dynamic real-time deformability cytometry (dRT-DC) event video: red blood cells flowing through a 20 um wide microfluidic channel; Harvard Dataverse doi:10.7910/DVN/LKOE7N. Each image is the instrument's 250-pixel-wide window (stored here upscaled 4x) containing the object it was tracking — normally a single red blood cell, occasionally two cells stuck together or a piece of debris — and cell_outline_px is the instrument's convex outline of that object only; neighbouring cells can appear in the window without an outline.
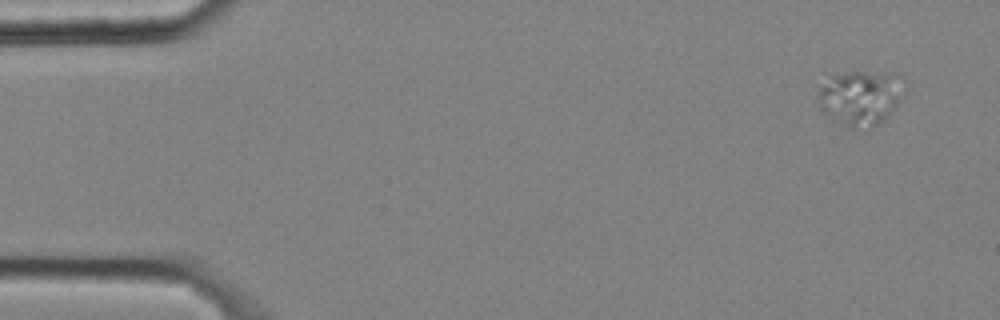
{"species": "common noctule bat (a hibernating species)", "species_latin": "Nyctalus noctula", "temperature_condition": "cold", "stored_images_in_passage": 4, "camera_frame_rate_fps": 3000, "um_per_image_px": 0.085, "animal": {"sex": "male", "body_mass_g": 20.4}, "frame": {"image": 1, "passage_image": 1, "time_ms": 0.0, "image_size_px": [1000, 320], "cell_outline_px": [[900, 96], [896, 104], [884, 120], [876, 124], [848, 124], [824, 112], [820, 108], [816, 100], [820, 88], [828, 72], [864, 72], [888, 76]], "centroid_in_image_um": [72.89, 8.25], "position_along_channel_um": 12.1, "area_um2": 25.03}}
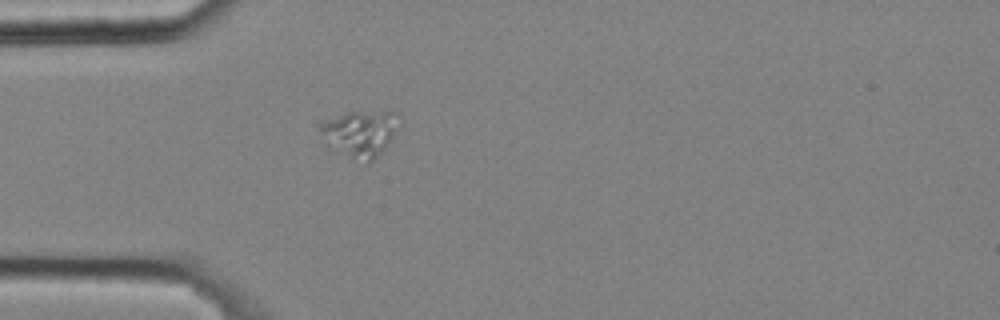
{"frame": {"image": 2, "passage_image": 4, "time_ms": 1.0, "image_size_px": [1000, 320], "cell_outline_px": [[400, 116], [392, 136], [388, 144], [372, 160], [368, 160], [352, 156], [324, 144], [312, 124], [312, 120], [348, 112], [396, 112]], "centroid_in_image_um": [30.4, 11.24], "position_along_channel_um": 54.6, "area_um2": 21.44}}